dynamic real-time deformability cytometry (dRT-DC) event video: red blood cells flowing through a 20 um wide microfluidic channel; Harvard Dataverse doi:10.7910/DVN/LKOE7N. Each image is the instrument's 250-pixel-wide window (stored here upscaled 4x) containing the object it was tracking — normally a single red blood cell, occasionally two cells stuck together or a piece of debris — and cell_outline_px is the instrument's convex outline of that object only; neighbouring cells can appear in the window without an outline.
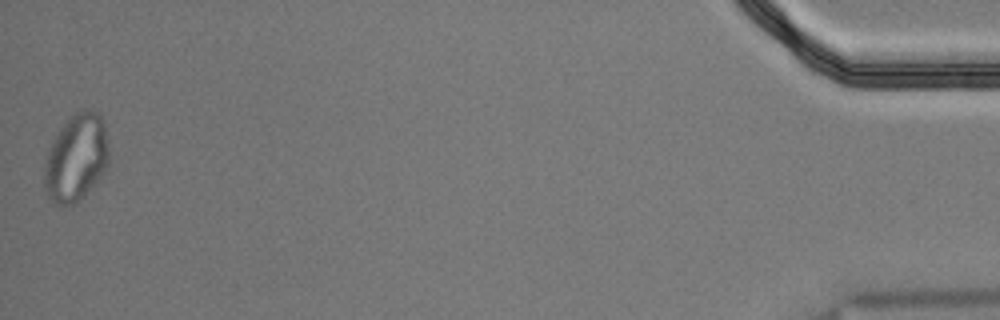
{"species": "Egyptian fruit bat (a non-hibernating species)", "species_latin": "Rousettus aegyptiacus", "temperature_condition": "cold", "stored_images_in_passage": 54, "segment_of_instrument_passage": [2, 2], "camera_frame_rate_fps": 3000, "um_per_image_px": 0.085, "animal": {"sex": "male"}, "frame": {"image": 1, "passage_image": 54, "time_ms": 17.667, "image_size_px": [1000, 320], "cell_outline_px": [[108, 164], [100, 176], [84, 196], [76, 204], [52, 204], [48, 200], [44, 188], [44, 168], [48, 152], [52, 140], [60, 128], [80, 108], [84, 108], [96, 112], [100, 116], [104, 124], [108, 140]], "centroid_in_image_um": [6.46, 13.43], "position_along_channel_um": 428.7, "area_um2": 32.83}}